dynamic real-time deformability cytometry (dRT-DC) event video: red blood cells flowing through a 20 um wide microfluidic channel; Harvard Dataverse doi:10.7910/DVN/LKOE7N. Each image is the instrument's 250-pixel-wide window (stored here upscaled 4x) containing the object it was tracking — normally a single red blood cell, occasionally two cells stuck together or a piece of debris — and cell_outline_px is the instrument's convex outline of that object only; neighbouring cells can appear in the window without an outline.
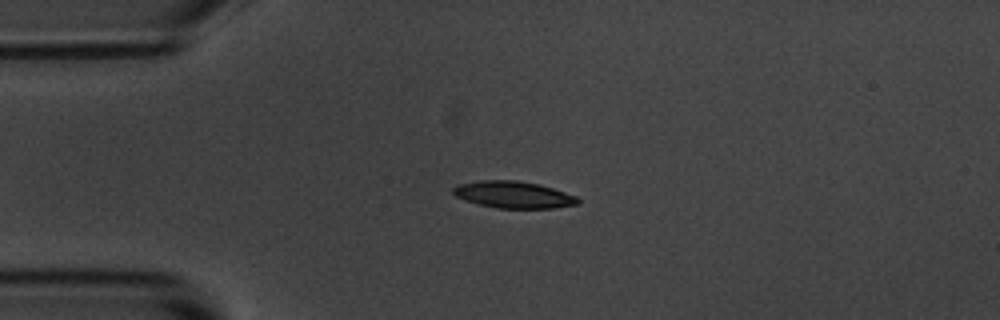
{"species": "common noctule bat (a hibernating species)", "species_latin": "Nyctalus noctula", "temperature_condition": "room temperature", "stored_images_in_passage": 43, "camera_frame_rate_fps": 3000, "um_per_image_px": 0.085, "animal": {"sex": "male", "body_mass_g": 20.1, "forearm_length_mm": 53.5}, "frame": {"image": 1, "passage_image": 1, "time_ms": 0.0, "image_size_px": [1000, 320], "cell_outline_px": [[580, 204], [556, 208], [496, 208], [464, 200], [456, 196], [452, 192], [452, 188], [460, 184], [480, 180], [516, 180], [536, 184], [552, 188], [576, 196], [580, 200]], "centroid_in_image_um": [43.65, 16.55], "position_along_channel_um": 41.3, "area_um2": 19.42}}
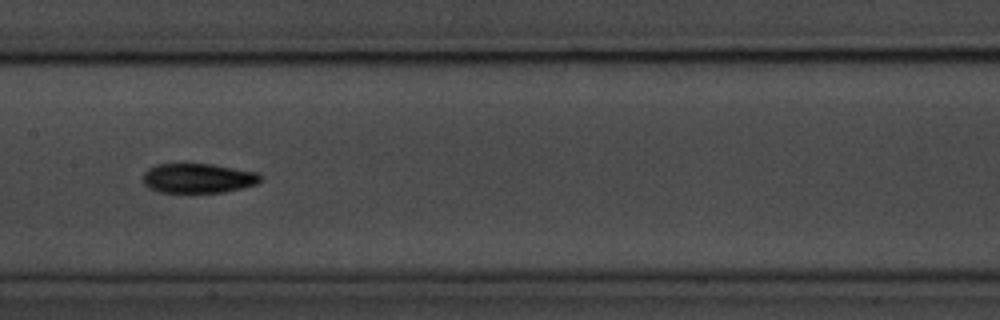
{"frame": {"image": 2, "passage_image": 15, "time_ms": 4.667, "image_size_px": [1000, 320], "cell_outline_px": [[260, 180], [256, 184], [224, 192], [160, 192], [148, 188], [144, 184], [144, 172], [148, 168], [156, 164], [212, 164], [256, 172], [260, 176]], "centroid_in_image_um": [16.8, 15.14], "position_along_channel_um": 190.6, "area_um2": 20.06}}
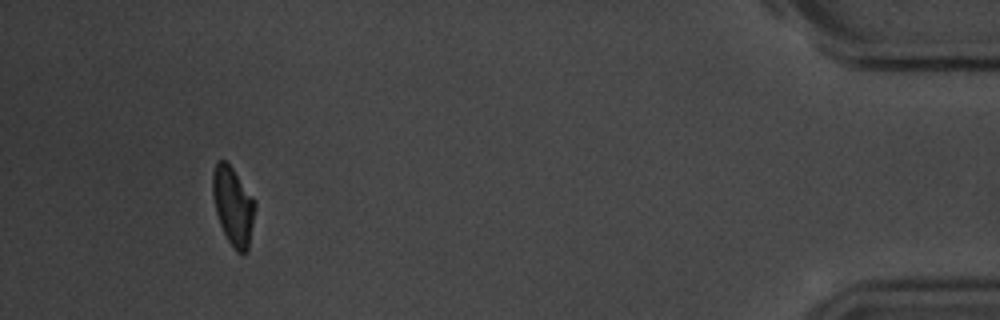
{"frame": {"image": 3, "passage_image": 39, "time_ms": 12.667, "image_size_px": [1000, 320], "cell_outline_px": [[256, 204], [248, 252], [236, 252], [232, 248], [220, 224], [216, 212], [212, 192], [212, 172], [216, 160], [224, 160], [232, 168], [252, 196]], "centroid_in_image_um": [19.8, 17.51], "position_along_channel_um": 415.4, "area_um2": 19.25}, "authors_computed_cell_mechanics": {"area_um2": 19.941, "velocity_mm_per_s": 3.6647, "shape_relaxation_time_tau1_ms": 3.9353, "shape_relaxation_time_tau2_ms": 4.7308, "deformation_change_tau1": 0.1561, "deformation_change_tau2": 0.1065}}